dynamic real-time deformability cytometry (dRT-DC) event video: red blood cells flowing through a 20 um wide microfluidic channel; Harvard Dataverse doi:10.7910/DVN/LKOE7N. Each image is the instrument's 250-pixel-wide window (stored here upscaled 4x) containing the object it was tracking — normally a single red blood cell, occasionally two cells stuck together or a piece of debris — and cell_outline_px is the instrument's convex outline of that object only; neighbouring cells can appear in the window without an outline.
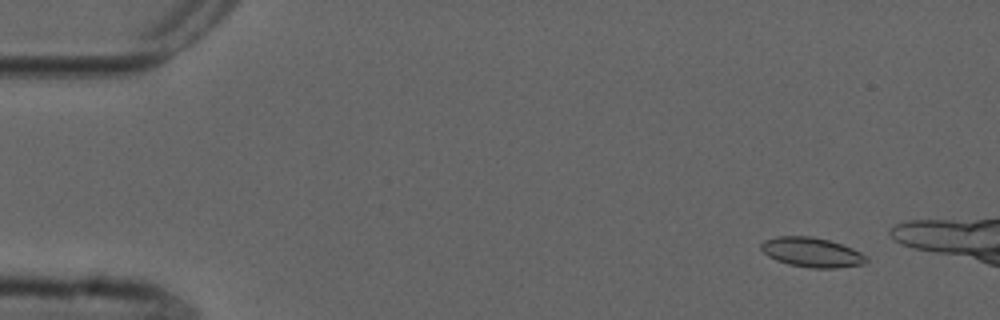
{"species": "common noctule bat (a hibernating species)", "species_latin": "Nyctalus noctula", "temperature_condition": "cold", "stored_images_in_passage": 11, "camera_frame_rate_fps": 3000, "um_per_image_px": 0.085, "animal": {"sex": "male", "forearm_length_mm": 52.5}, "frame": {"image": 1, "passage_image": 4, "time_ms": 1.0, "image_size_px": [1000, 320], "cell_outline_px": [[868, 260], [864, 264], [836, 268], [812, 268], [788, 264], [776, 260], [768, 256], [760, 248], [760, 244], [764, 240], [776, 236], [812, 236], [828, 240], [852, 248], [868, 256]], "centroid_in_image_um": [69.0, 21.44], "position_along_channel_um": 16.0, "area_um2": 18.21}}